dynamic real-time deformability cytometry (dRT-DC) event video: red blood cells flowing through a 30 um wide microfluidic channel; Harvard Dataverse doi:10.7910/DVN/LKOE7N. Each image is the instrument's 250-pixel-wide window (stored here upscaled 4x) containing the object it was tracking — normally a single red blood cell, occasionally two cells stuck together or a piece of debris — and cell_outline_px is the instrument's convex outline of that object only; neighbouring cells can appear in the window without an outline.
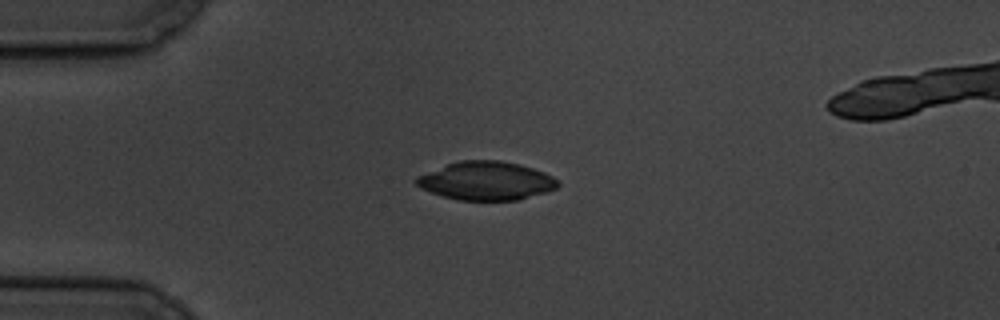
{"species": "common noctule bat (a hibernating species)", "species_latin": "Nyctalus noctula", "temperature_condition": "cold", "stored_images_in_passage": 3, "camera_frame_rate_fps": 3000, "um_per_image_px": 0.085, "animal": {"sex": "male", "body_mass_g": 19.5, "forearm_length_mm": 54.6}, "frame": {"image": 1, "passage_image": 1, "time_ms": 0.0, "image_size_px": [1000, 320], "cell_outline_px": [[560, 184], [556, 188], [548, 192], [516, 200], [460, 200], [444, 196], [432, 192], [416, 184], [412, 180], [416, 176], [448, 164], [460, 160], [500, 160], [520, 164], [544, 172], [560, 180]], "centroid_in_image_um": [41.37, 15.36], "position_along_channel_um": 43.6, "area_um2": 31.67}}